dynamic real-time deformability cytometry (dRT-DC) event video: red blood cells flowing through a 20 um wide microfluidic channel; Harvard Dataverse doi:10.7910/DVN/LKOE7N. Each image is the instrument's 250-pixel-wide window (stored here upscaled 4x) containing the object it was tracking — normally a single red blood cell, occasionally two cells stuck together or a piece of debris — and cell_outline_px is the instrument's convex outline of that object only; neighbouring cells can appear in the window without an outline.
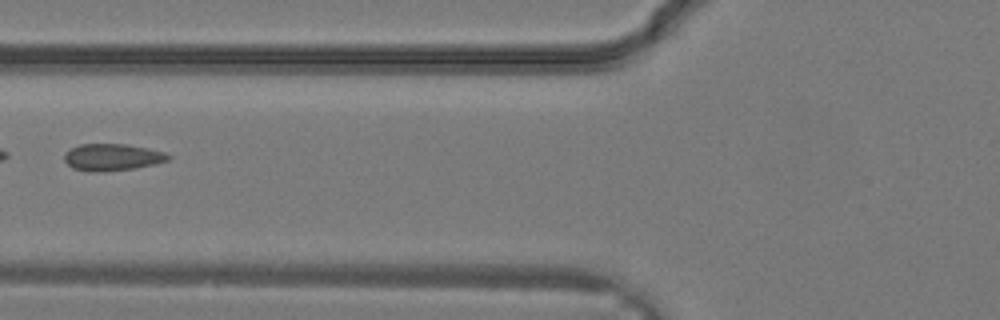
{"species": "common noctule bat (a hibernating species)", "species_latin": "Nyctalus noctula", "temperature_condition": "warm", "stored_images_in_passage": 10, "camera_frame_rate_fps": 3000, "um_per_image_px": 0.085, "animal": {"sex": "male", "body_mass_g": 19.2, "forearm_length_mm": 51.8}, "frame": {"image": 1, "passage_image": 5, "time_ms": 1.333, "image_size_px": [1000, 320], "cell_outline_px": [[172, 156], [168, 160], [136, 168], [100, 172], [96, 172], [72, 168], [64, 160], [64, 156], [72, 148], [80, 144], [124, 144], [148, 148], [164, 152]], "centroid_in_image_um": [9.55, 13.36], "position_along_channel_um": 116.2, "area_um2": 16.07}}
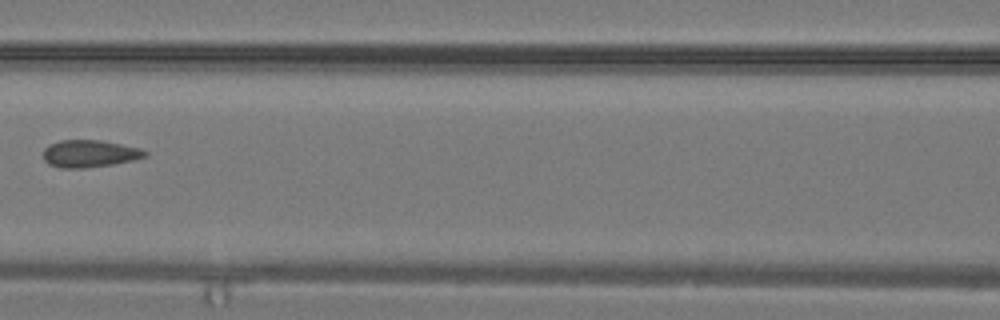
{"frame": {"image": 2, "passage_image": 7, "time_ms": 2.0, "image_size_px": [1000, 320], "cell_outline_px": [[148, 156], [132, 160], [112, 164], [84, 168], [60, 168], [48, 164], [44, 160], [44, 148], [48, 144], [60, 140], [100, 140], [140, 148], [148, 152]], "centroid_in_image_um": [7.59, 13.06], "position_along_channel_um": 159.0, "area_um2": 16.18}}
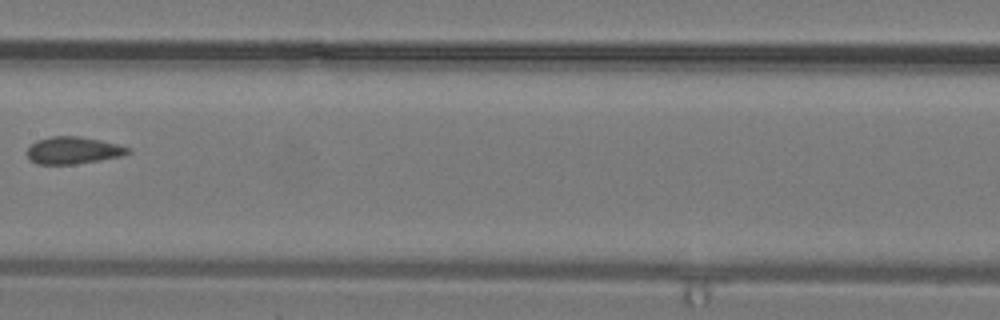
{"frame": {"image": 3, "passage_image": 9, "time_ms": 2.667, "image_size_px": [1000, 320], "cell_outline_px": [[132, 152], [120, 156], [100, 160], [76, 164], [36, 164], [28, 156], [28, 148], [36, 140], [52, 136], [76, 136], [100, 140], [116, 144], [128, 148]], "centroid_in_image_um": [6.21, 12.78], "position_along_channel_um": 201.2, "area_um2": 15.72}}